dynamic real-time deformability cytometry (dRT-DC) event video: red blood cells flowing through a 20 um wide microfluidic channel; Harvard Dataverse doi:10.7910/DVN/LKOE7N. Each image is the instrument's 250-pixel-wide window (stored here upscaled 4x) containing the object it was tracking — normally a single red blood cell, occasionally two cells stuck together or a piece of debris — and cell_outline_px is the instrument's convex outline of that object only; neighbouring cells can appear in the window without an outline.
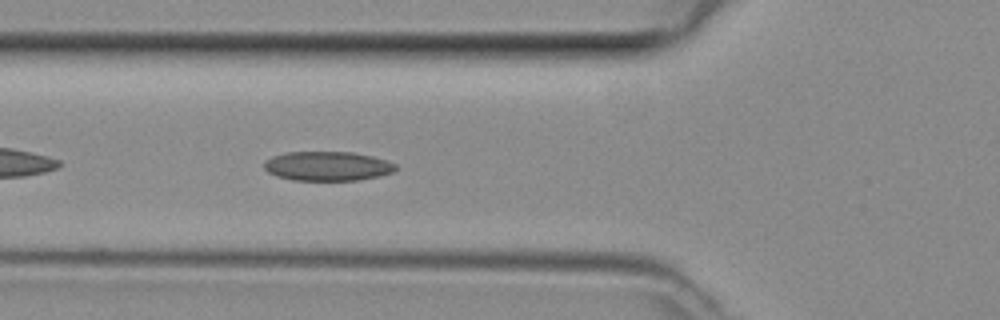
{"species": "common noctule bat (a hibernating species)", "species_latin": "Nyctalus noctula", "temperature_condition": "room temperature", "stored_images_in_passage": 46, "camera_frame_rate_fps": 3000, "um_per_image_px": 0.085, "animal": {"sex": "female", "body_mass_g": 29.2, "forearm_length_mm": 56.3}, "frame": {"image": 1, "passage_image": 16, "time_ms": 5.0, "image_size_px": [1000, 320], "cell_outline_px": [[396, 172], [380, 176], [360, 180], [292, 180], [276, 176], [268, 172], [264, 168], [264, 160], [272, 156], [284, 152], [352, 152], [372, 156], [396, 164]], "centroid_in_image_um": [27.82, 14.12], "position_along_channel_um": 98.0, "area_um2": 22.66}}
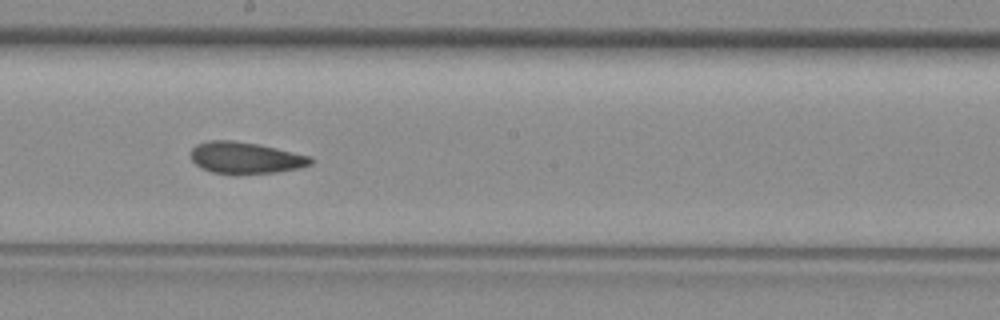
{"frame": {"image": 2, "passage_image": 25, "time_ms": 8.0, "image_size_px": [1000, 320], "cell_outline_px": [[312, 164], [300, 168], [276, 172], [236, 176], [212, 172], [200, 168], [192, 160], [192, 148], [196, 144], [208, 140], [232, 140], [260, 144], [312, 156]], "centroid_in_image_um": [20.88, 13.43], "position_along_channel_um": 227.3, "area_um2": 22.66}}
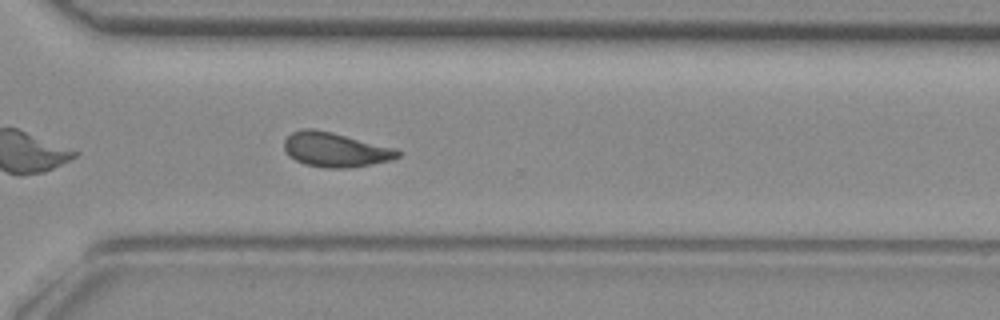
{"frame": {"image": 3, "passage_image": 33, "time_ms": 10.667, "image_size_px": [1000, 320], "cell_outline_px": [[400, 156], [392, 160], [352, 168], [328, 168], [304, 164], [288, 156], [284, 148], [284, 140], [292, 132], [304, 128], [312, 128], [332, 132], [396, 148], [400, 152]], "centroid_in_image_um": [28.5, 12.73], "position_along_channel_um": 342.1, "area_um2": 22.95}}